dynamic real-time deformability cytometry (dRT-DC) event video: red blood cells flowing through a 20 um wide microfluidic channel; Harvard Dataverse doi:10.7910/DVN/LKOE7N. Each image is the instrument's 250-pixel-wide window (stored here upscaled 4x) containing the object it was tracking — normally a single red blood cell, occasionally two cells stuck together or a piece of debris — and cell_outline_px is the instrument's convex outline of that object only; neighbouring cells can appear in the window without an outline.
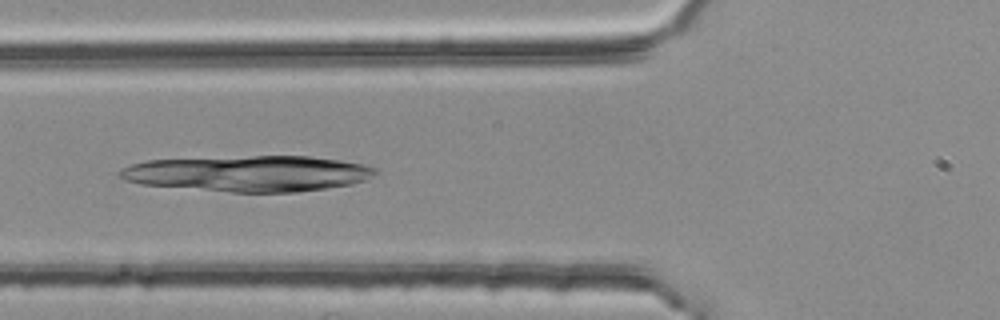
{"species": "common noctule bat (a hibernating species)", "species_latin": "Nyctalus noctula", "temperature_condition": "room temperature", "stored_images_in_passage": 46, "camera_frame_rate_fps": 3000, "um_per_image_px": 0.085, "animal": {"sex": "female", "body_mass_g": 25.1}, "frame": {"image": 1, "passage_image": 14, "time_ms": 4.333, "image_size_px": [1000, 320], "cell_outline_px": [[376, 172], [368, 180], [352, 184], [296, 192], [232, 192], [140, 184], [124, 180], [116, 176], [120, 168], [132, 164], [148, 160], [252, 156], [308, 156], [340, 160], [364, 164], [376, 168]], "centroid_in_image_um": [21.1, 14.75], "position_along_channel_um": 104.7, "area_um2": 53.41}}
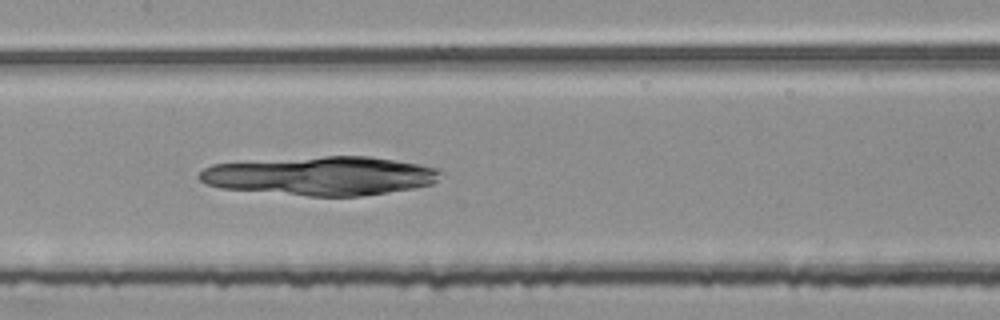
{"frame": {"image": 2, "passage_image": 20, "time_ms": 6.333, "image_size_px": [1000, 320], "cell_outline_px": [[444, 172], [432, 184], [416, 188], [360, 196], [308, 196], [220, 188], [208, 184], [200, 180], [196, 176], [204, 168], [212, 164], [324, 156], [368, 156], [396, 160], [420, 164], [440, 168]], "centroid_in_image_um": [27.32, 14.95], "position_along_channel_um": 180.1, "area_um2": 54.56}}
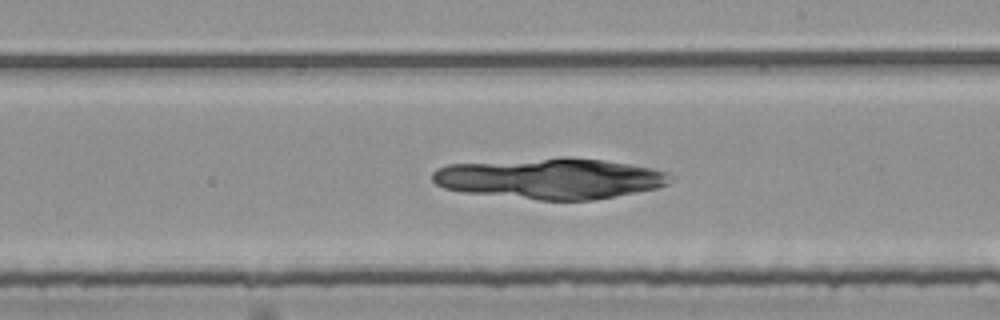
{"frame": {"image": 3, "passage_image": 25, "time_ms": 8.0, "image_size_px": [1000, 320], "cell_outline_px": [[672, 176], [668, 184], [656, 188], [636, 192], [592, 200], [540, 200], [460, 192], [444, 188], [436, 184], [432, 180], [432, 172], [436, 168], [448, 164], [560, 156], [568, 156], [604, 160], [652, 168], [668, 172]], "centroid_in_image_um": [46.73, 15.16], "position_along_channel_um": 242.3, "area_um2": 57.05}}